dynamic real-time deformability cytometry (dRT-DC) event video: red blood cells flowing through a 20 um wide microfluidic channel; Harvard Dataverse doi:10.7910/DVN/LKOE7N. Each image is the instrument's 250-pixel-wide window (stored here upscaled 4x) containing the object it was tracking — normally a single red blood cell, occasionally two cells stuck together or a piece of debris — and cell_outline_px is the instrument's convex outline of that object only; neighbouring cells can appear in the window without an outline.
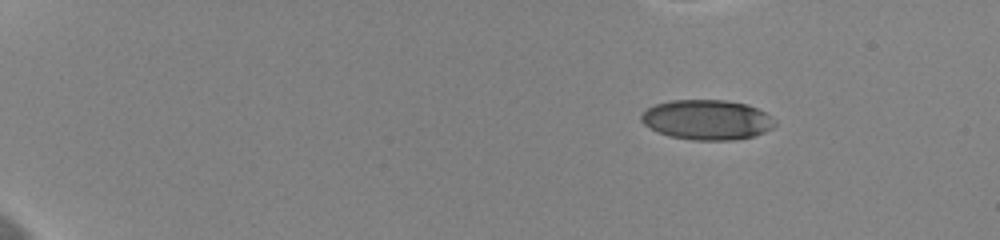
{"species": "human", "species_latin": "Homo sapiens", "temperature_condition": "cold", "stored_images_in_passage": 37, "camera_frame_rate_fps": 3000, "um_per_image_px": 0.085, "donor": {"sex": "female"}, "frame": {"image": 1, "passage_image": 1, "time_ms": 0.0, "image_size_px": [1000, 240], "cell_outline_px": [[776, 124], [772, 128], [764, 132], [752, 136], [732, 140], [692, 140], [672, 136], [660, 132], [644, 124], [640, 120], [640, 116], [648, 108], [656, 104], [668, 100], [724, 100], [748, 104], [772, 116], [776, 120]], "centroid_in_image_um": [60.12, 10.17], "position_along_channel_um": 24.9, "area_um2": 30.98}, "authors_computed_cell_mechanics": {"area_um2": 33.5818, "velocity_mm_per_s": 3.6703, "shape_relaxation_time_tau1_ms": 1.2592, "shape_relaxation_time_tau2_ms": 1.1949, "deformation_change_tau1": 0.2479, "deformation_change_tau2": 0.092}}